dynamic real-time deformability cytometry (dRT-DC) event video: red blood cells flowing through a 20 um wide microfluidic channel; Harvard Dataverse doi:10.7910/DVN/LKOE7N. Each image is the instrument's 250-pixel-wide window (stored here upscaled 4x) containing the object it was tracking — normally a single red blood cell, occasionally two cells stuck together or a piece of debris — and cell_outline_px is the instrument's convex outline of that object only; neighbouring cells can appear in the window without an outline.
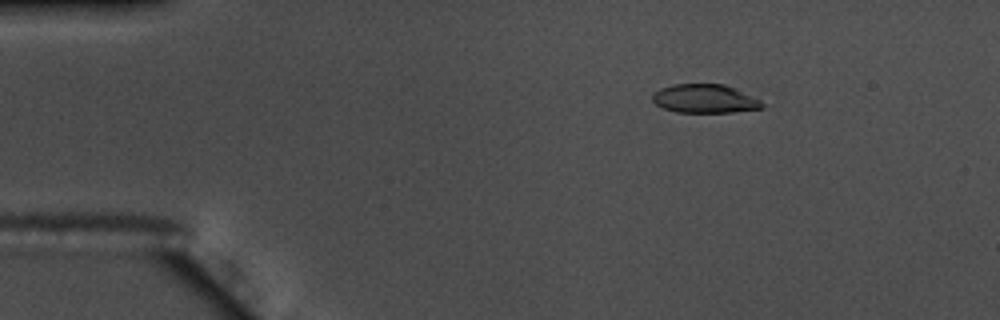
{"species": "common noctule bat (a hibernating species)", "species_latin": "Nyctalus noctula", "temperature_condition": "warm", "stored_images_in_passage": 53, "camera_frame_rate_fps": 3000, "um_per_image_px": 0.085, "animal": {"sex": "male", "body_mass_g": 17.5, "forearm_length_mm": 52.3}, "frame": {"image": 1, "passage_image": 7, "time_ms": 2.0, "image_size_px": [1000, 320], "cell_outline_px": [[764, 108], [732, 112], [676, 112], [664, 108], [656, 104], [652, 100], [652, 96], [660, 88], [676, 84], [724, 84], [736, 88], [760, 100], [764, 104]], "centroid_in_image_um": [59.93, 8.39], "position_along_channel_um": 25.1, "area_um2": 18.26}}
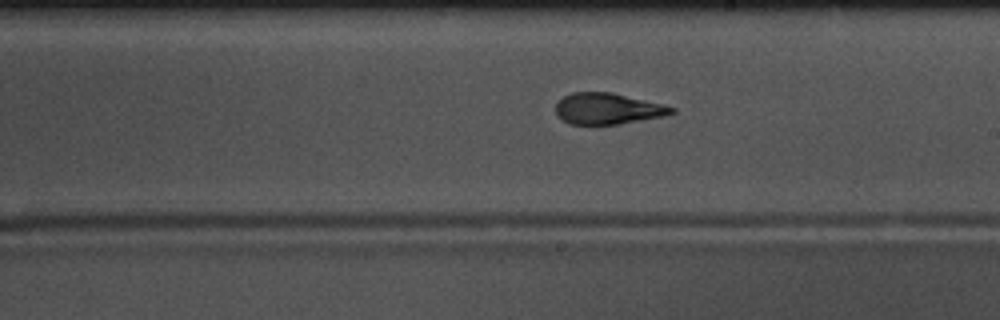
{"frame": {"image": 2, "passage_image": 30, "time_ms": 9.667, "image_size_px": [1000, 320], "cell_outline_px": [[676, 112], [664, 116], [620, 124], [568, 124], [556, 116], [556, 100], [572, 92], [612, 92], [664, 104], [676, 108]], "centroid_in_image_um": [51.64, 9.23], "position_along_channel_um": 237.4, "area_um2": 21.33}}
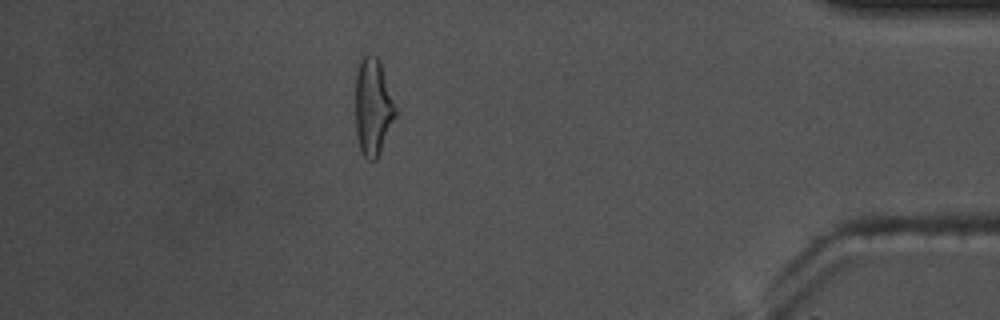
{"frame": {"image": 3, "passage_image": 47, "time_ms": 15.333, "image_size_px": [1000, 320], "cell_outline_px": [[396, 116], [380, 152], [376, 160], [368, 160], [364, 156], [360, 148], [356, 136], [356, 72], [360, 60], [368, 52], [372, 52], [380, 60], [396, 108]], "centroid_in_image_um": [31.7, 9.05], "position_along_channel_um": 403.5, "area_um2": 22.72}, "authors_computed_cell_mechanics": {"area_um2": 21.386, "velocity_mm_per_s": 3.7203, "shape_relaxation_time_tau1_ms": 5.864, "shape_relaxation_time_tau2_ms": 1.9275, "deformation_change_tau1": 0.2321, "deformation_change_tau2": 0.1079}}